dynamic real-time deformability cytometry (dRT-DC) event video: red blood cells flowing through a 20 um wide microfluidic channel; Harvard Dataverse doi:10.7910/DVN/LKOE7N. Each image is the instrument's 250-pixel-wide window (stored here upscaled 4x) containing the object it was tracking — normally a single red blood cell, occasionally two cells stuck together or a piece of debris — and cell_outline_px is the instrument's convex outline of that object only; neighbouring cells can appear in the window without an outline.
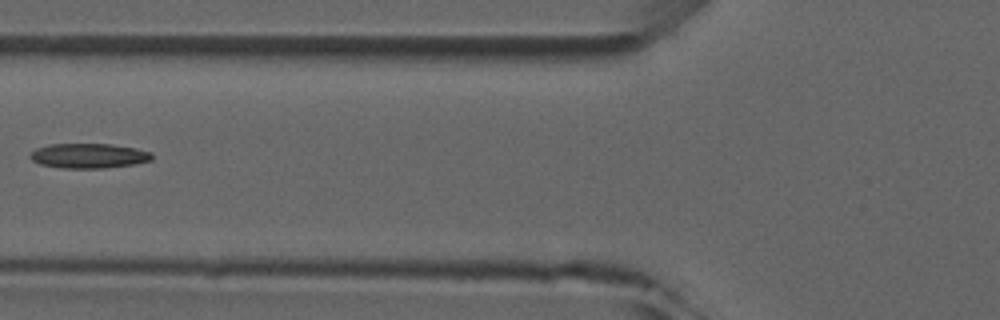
{"species": "common noctule bat (a hibernating species)", "species_latin": "Nyctalus noctula", "temperature_condition": "room temperature", "stored_images_in_passage": 6, "camera_frame_rate_fps": 3000, "um_per_image_px": 0.085, "animal": {"sex": "male", "forearm_length_mm": 52.5}, "frame": {"image": 1, "passage_image": 5, "time_ms": 5.667, "image_size_px": [1000, 320], "cell_outline_px": [[152, 160], [132, 164], [104, 168], [60, 168], [40, 164], [32, 160], [28, 156], [36, 148], [48, 144], [112, 144], [136, 148], [152, 152]], "centroid_in_image_um": [7.52, 13.24], "position_along_channel_um": 118.3, "area_um2": 17.63}}
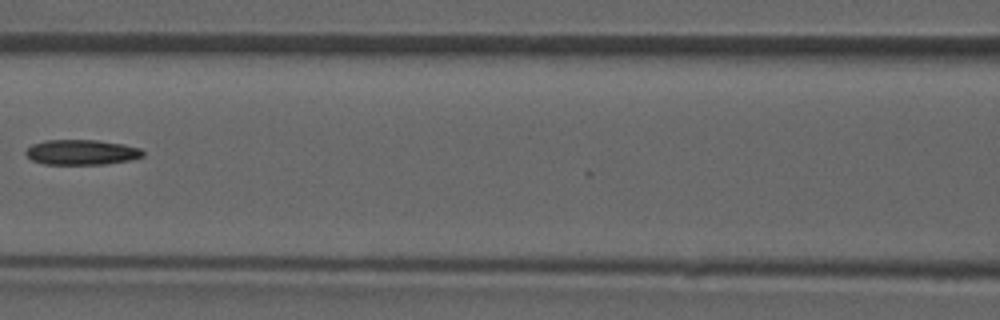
{"frame": {"image": 2, "passage_image": 6, "time_ms": 6.667, "image_size_px": [1000, 320], "cell_outline_px": [[144, 156], [128, 160], [104, 164], [44, 164], [32, 160], [24, 152], [32, 144], [44, 140], [96, 140], [124, 144], [140, 148], [144, 152]], "centroid_in_image_um": [6.93, 12.93], "position_along_channel_um": 159.7, "area_um2": 17.11}}